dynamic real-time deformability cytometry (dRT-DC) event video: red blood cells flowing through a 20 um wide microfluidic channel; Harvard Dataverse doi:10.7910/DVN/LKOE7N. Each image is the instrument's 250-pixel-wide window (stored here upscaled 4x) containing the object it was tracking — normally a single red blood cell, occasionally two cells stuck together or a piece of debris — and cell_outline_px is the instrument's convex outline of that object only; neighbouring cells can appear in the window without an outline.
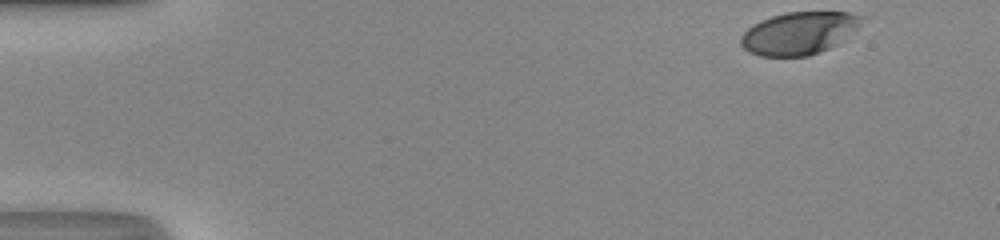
{"species": "human", "species_latin": "Homo sapiens", "temperature_condition": "room temperature", "stored_images_in_passage": 37, "camera_frame_rate_fps": 3000, "um_per_image_px": 0.085, "donor": {"sex": "male"}, "frame": {"image": 1, "passage_image": 1, "time_ms": 0.0, "image_size_px": [1000, 240], "cell_outline_px": [[856, 16], [836, 44], [820, 52], [808, 56], [760, 56], [744, 48], [740, 44], [740, 40], [744, 32], [748, 28], [772, 16], [788, 12], [848, 12]], "centroid_in_image_um": [67.69, 2.85], "position_along_channel_um": 17.3, "area_um2": 27.98}}
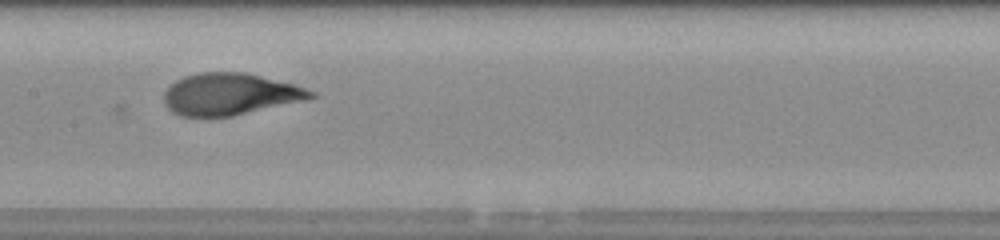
{"frame": {"image": 2, "passage_image": 22, "time_ms": 7.0, "image_size_px": [1000, 240], "cell_outline_px": [[316, 96], [300, 100], [232, 116], [180, 116], [172, 112], [168, 108], [164, 100], [164, 92], [176, 80], [184, 76], [200, 72], [244, 72], [292, 84], [316, 92]], "centroid_in_image_um": [19.48, 7.99], "position_along_channel_um": 187.9, "area_um2": 35.03}}
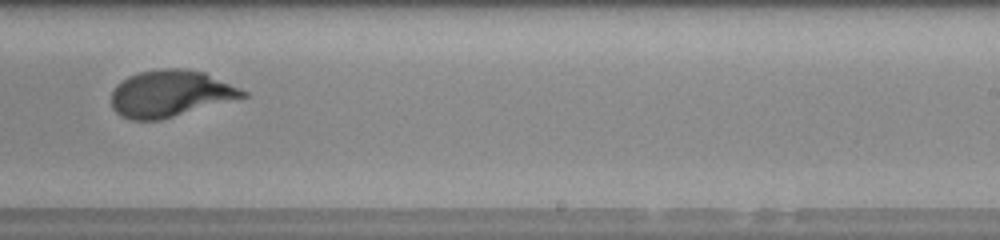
{"frame": {"image": 3, "passage_image": 28, "time_ms": 9.0, "image_size_px": [1000, 240], "cell_outline_px": [[248, 96], [160, 120], [132, 120], [120, 116], [112, 108], [112, 92], [116, 84], [128, 76], [140, 72], [164, 68], [180, 68], [204, 72], [248, 92]], "centroid_in_image_um": [14.45, 7.96], "position_along_channel_um": 274.5, "area_um2": 35.55}, "authors_computed_cell_mechanics": {"area_um2": 35.3736, "velocity_mm_per_s": 4.3416, "shape_relaxation_time_tau1_ms": 4.285, "shape_relaxation_time_tau2_ms": null, "deformation_change_tau1": 0.2233, "deformation_change_tau2": null}}